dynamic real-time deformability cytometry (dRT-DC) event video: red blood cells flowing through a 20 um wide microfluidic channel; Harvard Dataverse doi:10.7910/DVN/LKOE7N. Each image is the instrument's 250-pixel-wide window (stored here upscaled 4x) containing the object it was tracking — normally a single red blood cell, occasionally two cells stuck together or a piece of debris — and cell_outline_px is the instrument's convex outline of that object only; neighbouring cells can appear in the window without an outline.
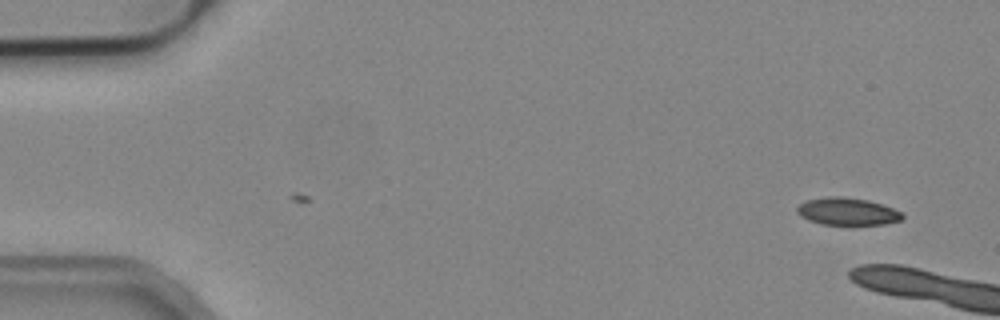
{"species": "common noctule bat (a hibernating species)", "species_latin": "Nyctalus noctula", "temperature_condition": "cold", "stored_images_in_passage": 8, "camera_frame_rate_fps": 3000, "um_per_image_px": 0.085, "animal": {"sex": "male", "body_mass_g": 19.2, "forearm_length_mm": 51.8}, "frame": {"image": 1, "passage_image": 8, "time_ms": 2.333, "image_size_px": [1000, 320], "cell_outline_px": [[904, 216], [900, 220], [884, 224], [820, 224], [808, 220], [800, 216], [796, 212], [796, 208], [800, 204], [808, 200], [828, 196], [840, 196], [868, 200], [892, 208], [900, 212]], "centroid_in_image_um": [71.98, 17.97], "position_along_channel_um": 13.0, "area_um2": 16.59}}